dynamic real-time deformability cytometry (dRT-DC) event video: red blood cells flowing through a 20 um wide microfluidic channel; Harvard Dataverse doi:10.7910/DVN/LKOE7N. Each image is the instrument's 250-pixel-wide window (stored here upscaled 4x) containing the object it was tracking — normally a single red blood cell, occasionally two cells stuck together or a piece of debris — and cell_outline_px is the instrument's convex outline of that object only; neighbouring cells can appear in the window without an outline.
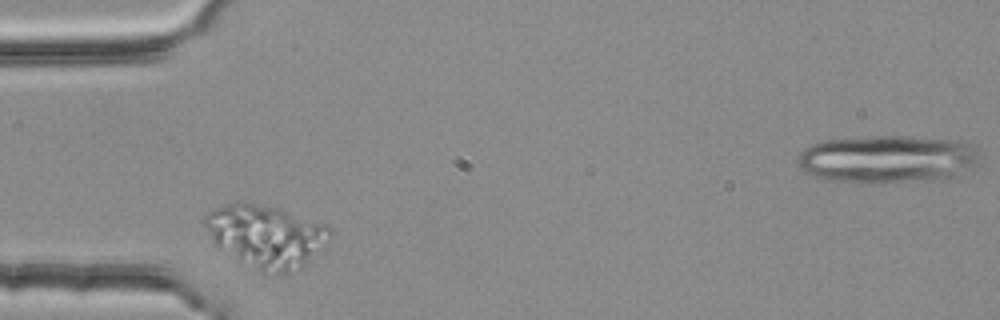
{"species": "common noctule bat (a hibernating species)", "species_latin": "Nyctalus noctula", "temperature_condition": "room temperature", "stored_images_in_passage": 2, "camera_frame_rate_fps": 3000, "um_per_image_px": 0.085, "animal": {"sex": "female", "body_mass_g": 25.1}, "frame": {"image": 1, "passage_image": 1, "time_ms": 0.0, "image_size_px": [1000, 320], "cell_outline_px": [[332, 232], [324, 248], [300, 268], [280, 276], [260, 272], [220, 248], [212, 240], [204, 228], [200, 220], [208, 212], [216, 208], [240, 200], [280, 208], [328, 224], [332, 228]], "centroid_in_image_um": [22.64, 20.05], "position_along_channel_um": 62.4, "area_um2": 46.36}}
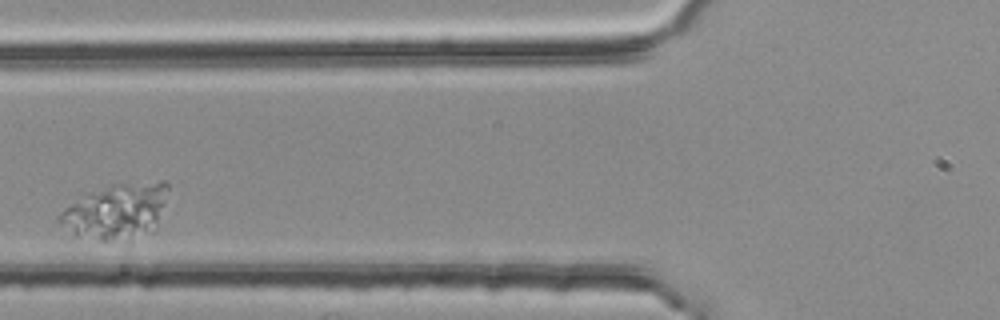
{"frame": {"image": 2, "passage_image": 2, "time_ms": 0.333, "image_size_px": [1000, 320], "cell_outline_px": [[168, 188], [164, 200], [152, 232], [104, 240], [76, 236], [60, 224], [56, 220], [56, 216], [64, 208], [84, 192], [112, 184], [160, 180], [168, 180]], "centroid_in_image_um": [9.8, 17.88], "position_along_channel_um": 116.0, "area_um2": 34.62}}